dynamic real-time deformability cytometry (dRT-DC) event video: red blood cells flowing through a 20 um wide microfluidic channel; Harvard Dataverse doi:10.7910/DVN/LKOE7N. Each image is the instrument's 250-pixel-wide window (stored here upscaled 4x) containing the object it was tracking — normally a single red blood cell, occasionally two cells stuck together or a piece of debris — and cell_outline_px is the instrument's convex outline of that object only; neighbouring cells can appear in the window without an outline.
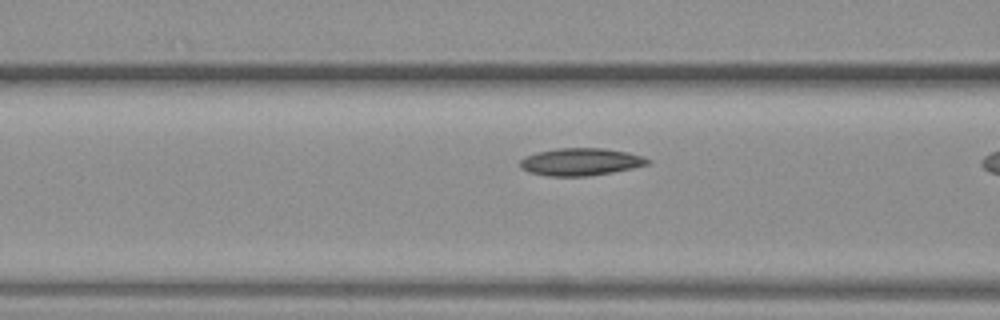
{"species": "common noctule bat (a hibernating species)", "species_latin": "Nyctalus noctula", "temperature_condition": "warm", "stored_images_in_passage": 7, "camera_frame_rate_fps": 3000, "um_per_image_px": 0.085, "animal": {"sex": "female", "body_mass_g": 19.3, "forearm_length_mm": 54.1}, "frame": {"image": 1, "passage_image": 6, "time_ms": 1.667, "image_size_px": [1000, 320], "cell_outline_px": [[652, 160], [648, 164], [632, 168], [612, 172], [588, 176], [548, 176], [528, 172], [520, 168], [520, 160], [524, 156], [536, 152], [556, 148], [604, 148], [628, 152], [644, 156]], "centroid_in_image_um": [49.34, 13.75], "position_along_channel_um": 117.3, "area_um2": 20.58}}